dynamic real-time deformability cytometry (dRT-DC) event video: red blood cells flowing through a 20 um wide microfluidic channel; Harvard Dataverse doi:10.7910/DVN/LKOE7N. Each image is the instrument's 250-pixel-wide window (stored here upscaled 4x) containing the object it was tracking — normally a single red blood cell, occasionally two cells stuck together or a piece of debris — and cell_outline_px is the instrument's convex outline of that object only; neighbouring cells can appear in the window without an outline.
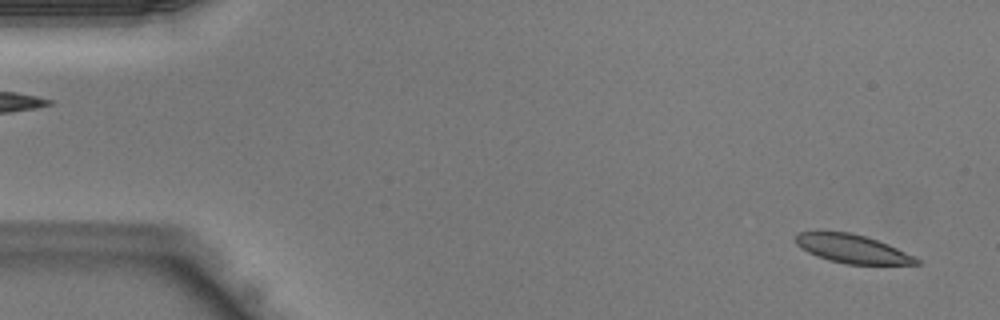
{"species": "Egyptian fruit bat (a non-hibernating species)", "species_latin": "Rousettus aegyptiacus", "temperature_condition": "warm", "stored_images_in_passage": 42, "camera_frame_rate_fps": 3000, "um_per_image_px": 0.085, "animal": {"sex": "male"}, "frame": {"image": 1, "passage_image": 2, "time_ms": 0.333, "image_size_px": [1000, 320], "cell_outline_px": [[920, 264], [848, 264], [828, 260], [816, 256], [800, 248], [796, 244], [796, 232], [852, 232], [888, 244], [920, 260]], "centroid_in_image_um": [72.4, 21.15], "position_along_channel_um": 12.6, "area_um2": 19.77}}
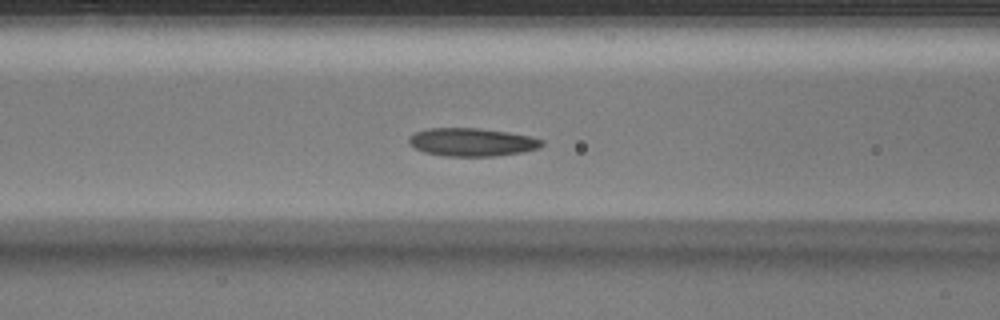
{"frame": {"image": 2, "passage_image": 17, "time_ms": 5.333, "image_size_px": [1000, 320], "cell_outline_px": [[544, 144], [540, 148], [520, 152], [492, 156], [444, 156], [424, 152], [408, 144], [408, 140], [416, 132], [428, 128], [480, 128], [508, 132], [528, 136], [544, 140]], "centroid_in_image_um": [40.11, 12.08], "position_along_channel_um": 126.5, "area_um2": 21.68}}
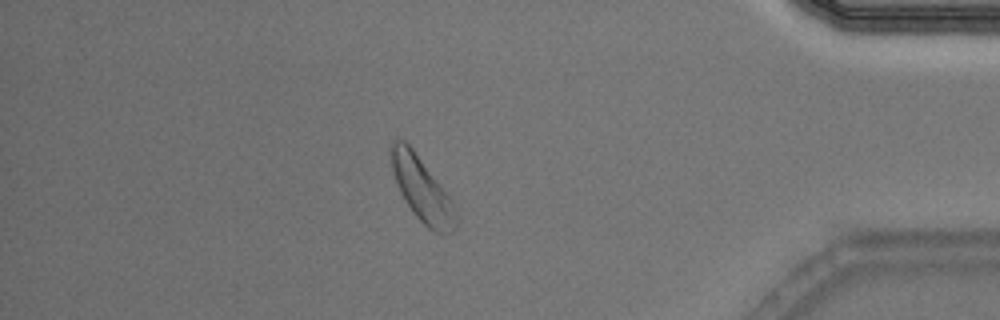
{"frame": {"image": 3, "passage_image": 37, "time_ms": 12.0, "image_size_px": [1000, 320], "cell_outline_px": [[456, 224], [452, 232], [432, 232], [416, 216], [404, 200], [400, 192], [392, 168], [388, 152], [392, 140], [404, 140], [412, 148], [448, 196], [456, 212]], "centroid_in_image_um": [35.81, 16.07], "position_along_channel_um": 399.4, "area_um2": 23.52}}